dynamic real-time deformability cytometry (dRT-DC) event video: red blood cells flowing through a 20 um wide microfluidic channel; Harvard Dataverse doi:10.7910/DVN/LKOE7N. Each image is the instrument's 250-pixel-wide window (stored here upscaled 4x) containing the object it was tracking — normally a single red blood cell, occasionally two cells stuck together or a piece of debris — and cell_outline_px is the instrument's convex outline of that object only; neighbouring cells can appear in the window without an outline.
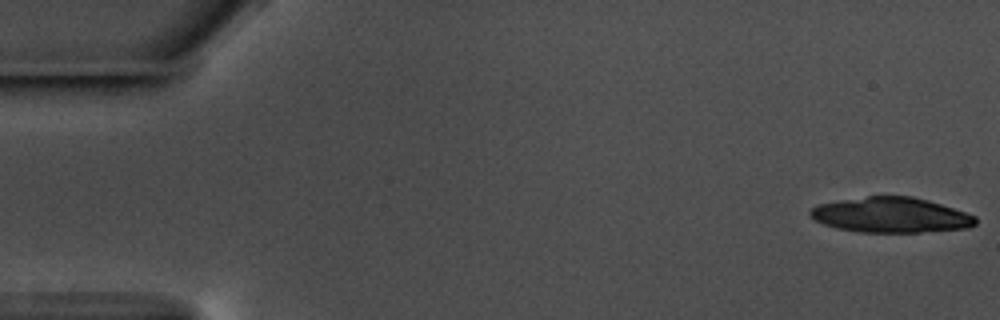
{"species": "common noctule bat (a hibernating species)", "species_latin": "Nyctalus noctula", "temperature_condition": "warm", "stored_images_in_passage": 21, "camera_frame_rate_fps": 3000, "um_per_image_px": 0.085, "animal": {"sex": "male", "body_mass_g": 17.5, "forearm_length_mm": 52.3}, "frame": {"image": 1, "passage_image": 1, "time_ms": 0.0, "image_size_px": [1000, 320], "cell_outline_px": [[976, 224], [968, 228], [920, 232], [860, 232], [836, 228], [824, 224], [816, 220], [808, 212], [812, 208], [820, 204], [868, 196], [912, 196], [928, 200], [976, 216]], "centroid_in_image_um": [75.75, 18.28], "position_along_channel_um": 9.3, "area_um2": 33.52}}